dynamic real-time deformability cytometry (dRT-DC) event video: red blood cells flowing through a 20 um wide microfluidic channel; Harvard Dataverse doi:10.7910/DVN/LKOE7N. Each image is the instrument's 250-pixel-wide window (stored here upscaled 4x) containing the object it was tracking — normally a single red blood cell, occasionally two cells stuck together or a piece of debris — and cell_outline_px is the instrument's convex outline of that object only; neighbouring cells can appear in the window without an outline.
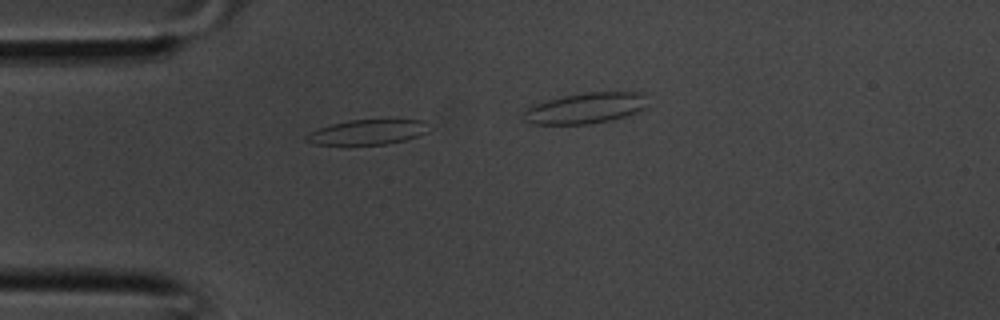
{"species": "common noctule bat (a hibernating species)", "species_latin": "Nyctalus noctula", "temperature_condition": "room temperature", "stored_images_in_passage": 9, "camera_frame_rate_fps": 3000, "um_per_image_px": 0.085, "animal": {"sex": "male", "body_mass_g": 20.1, "forearm_length_mm": 53.5}, "frame": {"image": 1, "passage_image": 4, "time_ms": 1.0, "image_size_px": [1000, 320], "cell_outline_px": [[428, 132], [404, 140], [384, 144], [312, 144], [304, 140], [304, 136], [308, 132], [316, 128], [348, 120], [424, 120]], "centroid_in_image_um": [31.14, 11.23], "position_along_channel_um": 53.9, "area_um2": 17.63}}
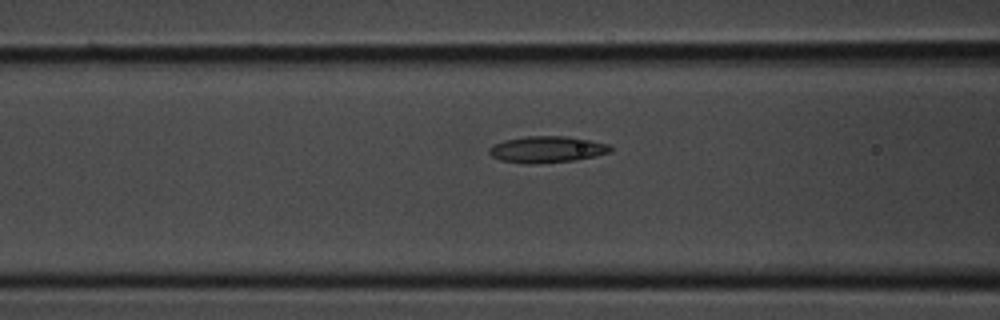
{"frame": {"image": 2, "passage_image": 8, "time_ms": 2.333, "image_size_px": [1000, 320], "cell_outline_px": [[612, 152], [596, 156], [572, 160], [532, 164], [524, 164], [500, 160], [492, 156], [488, 152], [488, 148], [492, 144], [504, 140], [528, 136], [564, 136], [588, 140], [608, 144], [612, 148]], "centroid_in_image_um": [46.45, 12.7], "position_along_channel_um": 120.2, "area_um2": 18.67}}